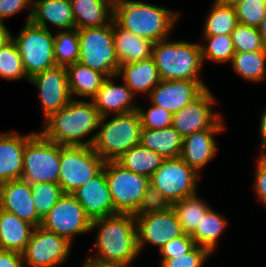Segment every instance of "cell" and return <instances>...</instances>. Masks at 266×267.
<instances>
[{
	"label": "cell",
	"instance_id": "cell-1",
	"mask_svg": "<svg viewBox=\"0 0 266 267\" xmlns=\"http://www.w3.org/2000/svg\"><path fill=\"white\" fill-rule=\"evenodd\" d=\"M98 229L94 246L98 252L85 262L132 263L138 255L136 219L132 214H115L92 220L91 230Z\"/></svg>",
	"mask_w": 266,
	"mask_h": 267
},
{
	"label": "cell",
	"instance_id": "cell-2",
	"mask_svg": "<svg viewBox=\"0 0 266 267\" xmlns=\"http://www.w3.org/2000/svg\"><path fill=\"white\" fill-rule=\"evenodd\" d=\"M100 119L92 100L74 98L45 119V128L40 133L59 145L92 147L94 139H83L98 130Z\"/></svg>",
	"mask_w": 266,
	"mask_h": 267
},
{
	"label": "cell",
	"instance_id": "cell-3",
	"mask_svg": "<svg viewBox=\"0 0 266 267\" xmlns=\"http://www.w3.org/2000/svg\"><path fill=\"white\" fill-rule=\"evenodd\" d=\"M180 14L150 3L125 0L114 10V22L121 28L152 41L169 38Z\"/></svg>",
	"mask_w": 266,
	"mask_h": 267
},
{
	"label": "cell",
	"instance_id": "cell-4",
	"mask_svg": "<svg viewBox=\"0 0 266 267\" xmlns=\"http://www.w3.org/2000/svg\"><path fill=\"white\" fill-rule=\"evenodd\" d=\"M110 117H101L100 130L91 136L94 139L92 149L104 161H116L123 153L140 144L143 128L137 110Z\"/></svg>",
	"mask_w": 266,
	"mask_h": 267
},
{
	"label": "cell",
	"instance_id": "cell-5",
	"mask_svg": "<svg viewBox=\"0 0 266 267\" xmlns=\"http://www.w3.org/2000/svg\"><path fill=\"white\" fill-rule=\"evenodd\" d=\"M152 58L161 80L203 82L200 80L203 60L199 43L159 40L153 45Z\"/></svg>",
	"mask_w": 266,
	"mask_h": 267
},
{
	"label": "cell",
	"instance_id": "cell-6",
	"mask_svg": "<svg viewBox=\"0 0 266 267\" xmlns=\"http://www.w3.org/2000/svg\"><path fill=\"white\" fill-rule=\"evenodd\" d=\"M77 30L80 41L78 62L106 77L117 76L120 64L113 42L112 22Z\"/></svg>",
	"mask_w": 266,
	"mask_h": 267
},
{
	"label": "cell",
	"instance_id": "cell-7",
	"mask_svg": "<svg viewBox=\"0 0 266 267\" xmlns=\"http://www.w3.org/2000/svg\"><path fill=\"white\" fill-rule=\"evenodd\" d=\"M60 145L36 132L23 152L21 179L30 185L40 182L59 183Z\"/></svg>",
	"mask_w": 266,
	"mask_h": 267
},
{
	"label": "cell",
	"instance_id": "cell-8",
	"mask_svg": "<svg viewBox=\"0 0 266 267\" xmlns=\"http://www.w3.org/2000/svg\"><path fill=\"white\" fill-rule=\"evenodd\" d=\"M19 34L12 37L15 42L28 80L56 65L54 60V36L43 27L25 22Z\"/></svg>",
	"mask_w": 266,
	"mask_h": 267
},
{
	"label": "cell",
	"instance_id": "cell-9",
	"mask_svg": "<svg viewBox=\"0 0 266 267\" xmlns=\"http://www.w3.org/2000/svg\"><path fill=\"white\" fill-rule=\"evenodd\" d=\"M104 163L92 147L60 145L58 184L64 193H72L95 177Z\"/></svg>",
	"mask_w": 266,
	"mask_h": 267
},
{
	"label": "cell",
	"instance_id": "cell-10",
	"mask_svg": "<svg viewBox=\"0 0 266 267\" xmlns=\"http://www.w3.org/2000/svg\"><path fill=\"white\" fill-rule=\"evenodd\" d=\"M103 168L115 211L120 214L133 215L150 184V178L129 171L116 161H105Z\"/></svg>",
	"mask_w": 266,
	"mask_h": 267
},
{
	"label": "cell",
	"instance_id": "cell-11",
	"mask_svg": "<svg viewBox=\"0 0 266 267\" xmlns=\"http://www.w3.org/2000/svg\"><path fill=\"white\" fill-rule=\"evenodd\" d=\"M200 175L180 157L164 159L152 174L150 184L159 190L170 204L197 193Z\"/></svg>",
	"mask_w": 266,
	"mask_h": 267
},
{
	"label": "cell",
	"instance_id": "cell-12",
	"mask_svg": "<svg viewBox=\"0 0 266 267\" xmlns=\"http://www.w3.org/2000/svg\"><path fill=\"white\" fill-rule=\"evenodd\" d=\"M72 243L58 234L34 227L22 252L25 267H58L69 256Z\"/></svg>",
	"mask_w": 266,
	"mask_h": 267
},
{
	"label": "cell",
	"instance_id": "cell-13",
	"mask_svg": "<svg viewBox=\"0 0 266 267\" xmlns=\"http://www.w3.org/2000/svg\"><path fill=\"white\" fill-rule=\"evenodd\" d=\"M91 222L77 199L71 193H64L42 219L41 226L72 243L75 235L91 231Z\"/></svg>",
	"mask_w": 266,
	"mask_h": 267
},
{
	"label": "cell",
	"instance_id": "cell-14",
	"mask_svg": "<svg viewBox=\"0 0 266 267\" xmlns=\"http://www.w3.org/2000/svg\"><path fill=\"white\" fill-rule=\"evenodd\" d=\"M216 97L206 88L197 98L173 114L172 127L184 138L209 128H225L224 117L212 111Z\"/></svg>",
	"mask_w": 266,
	"mask_h": 267
},
{
	"label": "cell",
	"instance_id": "cell-15",
	"mask_svg": "<svg viewBox=\"0 0 266 267\" xmlns=\"http://www.w3.org/2000/svg\"><path fill=\"white\" fill-rule=\"evenodd\" d=\"M28 81L39 91V101L44 119L58 112L72 99L66 68L63 66L47 69L34 75Z\"/></svg>",
	"mask_w": 266,
	"mask_h": 267
},
{
	"label": "cell",
	"instance_id": "cell-16",
	"mask_svg": "<svg viewBox=\"0 0 266 267\" xmlns=\"http://www.w3.org/2000/svg\"><path fill=\"white\" fill-rule=\"evenodd\" d=\"M135 219L139 253L146 247V243L160 249L169 241L185 234L172 208Z\"/></svg>",
	"mask_w": 266,
	"mask_h": 267
},
{
	"label": "cell",
	"instance_id": "cell-17",
	"mask_svg": "<svg viewBox=\"0 0 266 267\" xmlns=\"http://www.w3.org/2000/svg\"><path fill=\"white\" fill-rule=\"evenodd\" d=\"M206 88L204 82L161 80L150 92L148 98L150 103L174 114L197 98Z\"/></svg>",
	"mask_w": 266,
	"mask_h": 267
},
{
	"label": "cell",
	"instance_id": "cell-18",
	"mask_svg": "<svg viewBox=\"0 0 266 267\" xmlns=\"http://www.w3.org/2000/svg\"><path fill=\"white\" fill-rule=\"evenodd\" d=\"M71 194L82 205L85 214L91 220L118 214L114 209L104 168Z\"/></svg>",
	"mask_w": 266,
	"mask_h": 267
},
{
	"label": "cell",
	"instance_id": "cell-19",
	"mask_svg": "<svg viewBox=\"0 0 266 267\" xmlns=\"http://www.w3.org/2000/svg\"><path fill=\"white\" fill-rule=\"evenodd\" d=\"M0 208L11 212L34 227L41 226L33 202L31 185L22 180H11L0 184Z\"/></svg>",
	"mask_w": 266,
	"mask_h": 267
},
{
	"label": "cell",
	"instance_id": "cell-20",
	"mask_svg": "<svg viewBox=\"0 0 266 267\" xmlns=\"http://www.w3.org/2000/svg\"><path fill=\"white\" fill-rule=\"evenodd\" d=\"M116 77H107L91 99L101 117L109 116L111 113L113 115L130 113L139 107L133 102L136 96L125 83L115 84L113 80Z\"/></svg>",
	"mask_w": 266,
	"mask_h": 267
},
{
	"label": "cell",
	"instance_id": "cell-21",
	"mask_svg": "<svg viewBox=\"0 0 266 267\" xmlns=\"http://www.w3.org/2000/svg\"><path fill=\"white\" fill-rule=\"evenodd\" d=\"M224 129L209 128L185 136L180 158L199 174L217 153L214 135L220 134Z\"/></svg>",
	"mask_w": 266,
	"mask_h": 267
},
{
	"label": "cell",
	"instance_id": "cell-22",
	"mask_svg": "<svg viewBox=\"0 0 266 267\" xmlns=\"http://www.w3.org/2000/svg\"><path fill=\"white\" fill-rule=\"evenodd\" d=\"M35 133L20 135L13 131L0 134V184L21 179L25 145Z\"/></svg>",
	"mask_w": 266,
	"mask_h": 267
},
{
	"label": "cell",
	"instance_id": "cell-23",
	"mask_svg": "<svg viewBox=\"0 0 266 267\" xmlns=\"http://www.w3.org/2000/svg\"><path fill=\"white\" fill-rule=\"evenodd\" d=\"M30 22L48 30V22L58 31L76 28L70 0H32Z\"/></svg>",
	"mask_w": 266,
	"mask_h": 267
},
{
	"label": "cell",
	"instance_id": "cell-24",
	"mask_svg": "<svg viewBox=\"0 0 266 267\" xmlns=\"http://www.w3.org/2000/svg\"><path fill=\"white\" fill-rule=\"evenodd\" d=\"M118 77L122 78L134 95L146 93L149 96L161 81L159 70L152 57L120 65L117 79Z\"/></svg>",
	"mask_w": 266,
	"mask_h": 267
},
{
	"label": "cell",
	"instance_id": "cell-25",
	"mask_svg": "<svg viewBox=\"0 0 266 267\" xmlns=\"http://www.w3.org/2000/svg\"><path fill=\"white\" fill-rule=\"evenodd\" d=\"M113 42L119 64H128L152 57L154 43L119 27L112 21Z\"/></svg>",
	"mask_w": 266,
	"mask_h": 267
},
{
	"label": "cell",
	"instance_id": "cell-26",
	"mask_svg": "<svg viewBox=\"0 0 266 267\" xmlns=\"http://www.w3.org/2000/svg\"><path fill=\"white\" fill-rule=\"evenodd\" d=\"M34 226L0 208V249L22 253Z\"/></svg>",
	"mask_w": 266,
	"mask_h": 267
},
{
	"label": "cell",
	"instance_id": "cell-27",
	"mask_svg": "<svg viewBox=\"0 0 266 267\" xmlns=\"http://www.w3.org/2000/svg\"><path fill=\"white\" fill-rule=\"evenodd\" d=\"M183 137L172 127L162 129L142 128L140 144L156 151L163 159L180 157Z\"/></svg>",
	"mask_w": 266,
	"mask_h": 267
},
{
	"label": "cell",
	"instance_id": "cell-28",
	"mask_svg": "<svg viewBox=\"0 0 266 267\" xmlns=\"http://www.w3.org/2000/svg\"><path fill=\"white\" fill-rule=\"evenodd\" d=\"M65 68L72 99H74V95L92 99L107 78L104 74L80 62H75Z\"/></svg>",
	"mask_w": 266,
	"mask_h": 267
},
{
	"label": "cell",
	"instance_id": "cell-29",
	"mask_svg": "<svg viewBox=\"0 0 266 267\" xmlns=\"http://www.w3.org/2000/svg\"><path fill=\"white\" fill-rule=\"evenodd\" d=\"M76 29L100 27L113 21L114 10L100 0H70Z\"/></svg>",
	"mask_w": 266,
	"mask_h": 267
},
{
	"label": "cell",
	"instance_id": "cell-30",
	"mask_svg": "<svg viewBox=\"0 0 266 267\" xmlns=\"http://www.w3.org/2000/svg\"><path fill=\"white\" fill-rule=\"evenodd\" d=\"M163 160L156 151L138 144L123 153L116 162L129 171L151 178Z\"/></svg>",
	"mask_w": 266,
	"mask_h": 267
},
{
	"label": "cell",
	"instance_id": "cell-31",
	"mask_svg": "<svg viewBox=\"0 0 266 267\" xmlns=\"http://www.w3.org/2000/svg\"><path fill=\"white\" fill-rule=\"evenodd\" d=\"M227 225L226 218L210 208L190 236L196 245L205 247L211 253H214L219 241L218 238H220Z\"/></svg>",
	"mask_w": 266,
	"mask_h": 267
},
{
	"label": "cell",
	"instance_id": "cell-32",
	"mask_svg": "<svg viewBox=\"0 0 266 267\" xmlns=\"http://www.w3.org/2000/svg\"><path fill=\"white\" fill-rule=\"evenodd\" d=\"M197 194L195 193L171 204V208L176 214L182 230L185 234L189 235L195 231L198 223H200L203 216L210 209V206L204 200L200 199Z\"/></svg>",
	"mask_w": 266,
	"mask_h": 267
},
{
	"label": "cell",
	"instance_id": "cell-33",
	"mask_svg": "<svg viewBox=\"0 0 266 267\" xmlns=\"http://www.w3.org/2000/svg\"><path fill=\"white\" fill-rule=\"evenodd\" d=\"M266 50L236 52L232 57L233 70L241 78L250 82H259L266 77Z\"/></svg>",
	"mask_w": 266,
	"mask_h": 267
},
{
	"label": "cell",
	"instance_id": "cell-34",
	"mask_svg": "<svg viewBox=\"0 0 266 267\" xmlns=\"http://www.w3.org/2000/svg\"><path fill=\"white\" fill-rule=\"evenodd\" d=\"M210 9L205 21L203 36L231 34L238 24L234 7L219 5L213 1Z\"/></svg>",
	"mask_w": 266,
	"mask_h": 267
},
{
	"label": "cell",
	"instance_id": "cell-35",
	"mask_svg": "<svg viewBox=\"0 0 266 267\" xmlns=\"http://www.w3.org/2000/svg\"><path fill=\"white\" fill-rule=\"evenodd\" d=\"M78 30L57 31L54 36V60L57 66L66 67L79 60Z\"/></svg>",
	"mask_w": 266,
	"mask_h": 267
},
{
	"label": "cell",
	"instance_id": "cell-36",
	"mask_svg": "<svg viewBox=\"0 0 266 267\" xmlns=\"http://www.w3.org/2000/svg\"><path fill=\"white\" fill-rule=\"evenodd\" d=\"M206 43L200 44L203 63L210 60L214 63L223 64L231 62L235 49L231 34L204 36Z\"/></svg>",
	"mask_w": 266,
	"mask_h": 267
},
{
	"label": "cell",
	"instance_id": "cell-37",
	"mask_svg": "<svg viewBox=\"0 0 266 267\" xmlns=\"http://www.w3.org/2000/svg\"><path fill=\"white\" fill-rule=\"evenodd\" d=\"M33 202L38 216L43 219L64 194L56 183L40 182L31 184Z\"/></svg>",
	"mask_w": 266,
	"mask_h": 267
},
{
	"label": "cell",
	"instance_id": "cell-38",
	"mask_svg": "<svg viewBox=\"0 0 266 267\" xmlns=\"http://www.w3.org/2000/svg\"><path fill=\"white\" fill-rule=\"evenodd\" d=\"M0 78L7 80L28 79L21 55L13 40L0 48Z\"/></svg>",
	"mask_w": 266,
	"mask_h": 267
},
{
	"label": "cell",
	"instance_id": "cell-39",
	"mask_svg": "<svg viewBox=\"0 0 266 267\" xmlns=\"http://www.w3.org/2000/svg\"><path fill=\"white\" fill-rule=\"evenodd\" d=\"M235 52L266 50L258 28L238 23L231 32Z\"/></svg>",
	"mask_w": 266,
	"mask_h": 267
},
{
	"label": "cell",
	"instance_id": "cell-40",
	"mask_svg": "<svg viewBox=\"0 0 266 267\" xmlns=\"http://www.w3.org/2000/svg\"><path fill=\"white\" fill-rule=\"evenodd\" d=\"M171 208V204L167 201L163 194L159 192L152 184H149L142 196L141 203L134 217H142L158 212L166 211Z\"/></svg>",
	"mask_w": 266,
	"mask_h": 267
},
{
	"label": "cell",
	"instance_id": "cell-41",
	"mask_svg": "<svg viewBox=\"0 0 266 267\" xmlns=\"http://www.w3.org/2000/svg\"><path fill=\"white\" fill-rule=\"evenodd\" d=\"M234 9L238 23L258 28L266 11V4L258 0H241Z\"/></svg>",
	"mask_w": 266,
	"mask_h": 267
},
{
	"label": "cell",
	"instance_id": "cell-42",
	"mask_svg": "<svg viewBox=\"0 0 266 267\" xmlns=\"http://www.w3.org/2000/svg\"><path fill=\"white\" fill-rule=\"evenodd\" d=\"M210 255L212 253L207 248L196 245L184 255L161 259L160 267H202Z\"/></svg>",
	"mask_w": 266,
	"mask_h": 267
},
{
	"label": "cell",
	"instance_id": "cell-43",
	"mask_svg": "<svg viewBox=\"0 0 266 267\" xmlns=\"http://www.w3.org/2000/svg\"><path fill=\"white\" fill-rule=\"evenodd\" d=\"M137 111L143 128L155 130L172 126L173 114L160 106L151 103L149 109L138 107Z\"/></svg>",
	"mask_w": 266,
	"mask_h": 267
},
{
	"label": "cell",
	"instance_id": "cell-44",
	"mask_svg": "<svg viewBox=\"0 0 266 267\" xmlns=\"http://www.w3.org/2000/svg\"><path fill=\"white\" fill-rule=\"evenodd\" d=\"M196 246L193 238L189 234H184L166 243L159 249L161 259H169L172 256L184 255Z\"/></svg>",
	"mask_w": 266,
	"mask_h": 267
},
{
	"label": "cell",
	"instance_id": "cell-45",
	"mask_svg": "<svg viewBox=\"0 0 266 267\" xmlns=\"http://www.w3.org/2000/svg\"><path fill=\"white\" fill-rule=\"evenodd\" d=\"M27 7L29 9L27 22H29L32 13V0H0V21L16 15Z\"/></svg>",
	"mask_w": 266,
	"mask_h": 267
},
{
	"label": "cell",
	"instance_id": "cell-46",
	"mask_svg": "<svg viewBox=\"0 0 266 267\" xmlns=\"http://www.w3.org/2000/svg\"><path fill=\"white\" fill-rule=\"evenodd\" d=\"M261 154L256 161L254 188L259 201L266 205V153Z\"/></svg>",
	"mask_w": 266,
	"mask_h": 267
},
{
	"label": "cell",
	"instance_id": "cell-47",
	"mask_svg": "<svg viewBox=\"0 0 266 267\" xmlns=\"http://www.w3.org/2000/svg\"><path fill=\"white\" fill-rule=\"evenodd\" d=\"M0 267H25L22 253L0 249Z\"/></svg>",
	"mask_w": 266,
	"mask_h": 267
},
{
	"label": "cell",
	"instance_id": "cell-48",
	"mask_svg": "<svg viewBox=\"0 0 266 267\" xmlns=\"http://www.w3.org/2000/svg\"><path fill=\"white\" fill-rule=\"evenodd\" d=\"M260 136H261V144H260V154L266 153V108L261 114L260 117Z\"/></svg>",
	"mask_w": 266,
	"mask_h": 267
},
{
	"label": "cell",
	"instance_id": "cell-49",
	"mask_svg": "<svg viewBox=\"0 0 266 267\" xmlns=\"http://www.w3.org/2000/svg\"><path fill=\"white\" fill-rule=\"evenodd\" d=\"M13 35L9 29L5 26L3 21H0V48L4 47L12 40Z\"/></svg>",
	"mask_w": 266,
	"mask_h": 267
},
{
	"label": "cell",
	"instance_id": "cell-50",
	"mask_svg": "<svg viewBox=\"0 0 266 267\" xmlns=\"http://www.w3.org/2000/svg\"><path fill=\"white\" fill-rule=\"evenodd\" d=\"M130 263L84 262V267H131Z\"/></svg>",
	"mask_w": 266,
	"mask_h": 267
},
{
	"label": "cell",
	"instance_id": "cell-51",
	"mask_svg": "<svg viewBox=\"0 0 266 267\" xmlns=\"http://www.w3.org/2000/svg\"><path fill=\"white\" fill-rule=\"evenodd\" d=\"M263 44L266 46V11L258 27Z\"/></svg>",
	"mask_w": 266,
	"mask_h": 267
},
{
	"label": "cell",
	"instance_id": "cell-52",
	"mask_svg": "<svg viewBox=\"0 0 266 267\" xmlns=\"http://www.w3.org/2000/svg\"><path fill=\"white\" fill-rule=\"evenodd\" d=\"M100 1L107 4L111 9L115 10L125 0H100Z\"/></svg>",
	"mask_w": 266,
	"mask_h": 267
},
{
	"label": "cell",
	"instance_id": "cell-53",
	"mask_svg": "<svg viewBox=\"0 0 266 267\" xmlns=\"http://www.w3.org/2000/svg\"><path fill=\"white\" fill-rule=\"evenodd\" d=\"M217 4L223 5V6H235L237 3H239L241 0H214Z\"/></svg>",
	"mask_w": 266,
	"mask_h": 267
},
{
	"label": "cell",
	"instance_id": "cell-54",
	"mask_svg": "<svg viewBox=\"0 0 266 267\" xmlns=\"http://www.w3.org/2000/svg\"><path fill=\"white\" fill-rule=\"evenodd\" d=\"M258 1H260V2H263V3H265V4H266V0H258Z\"/></svg>",
	"mask_w": 266,
	"mask_h": 267
}]
</instances>
